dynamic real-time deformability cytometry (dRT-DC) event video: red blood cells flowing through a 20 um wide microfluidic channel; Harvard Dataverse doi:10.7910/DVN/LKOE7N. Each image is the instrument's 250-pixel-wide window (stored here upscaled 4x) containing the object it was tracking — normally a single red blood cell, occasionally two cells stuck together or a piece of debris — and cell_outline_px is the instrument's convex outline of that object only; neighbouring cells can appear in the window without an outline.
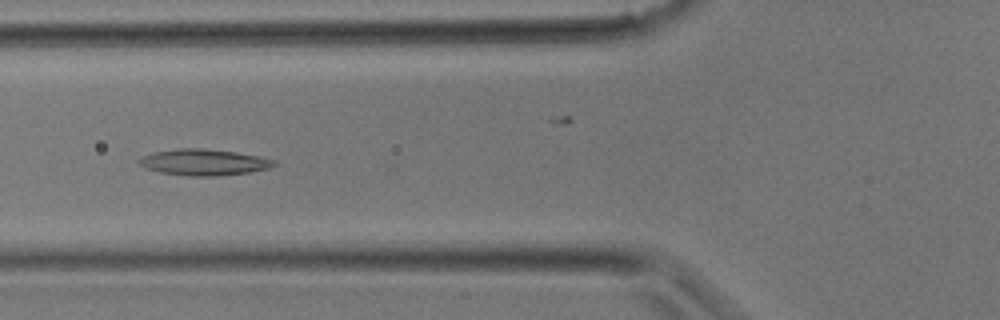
{"species": "common noctule bat (a hibernating species)", "species_latin": "Nyctalus noctula", "temperature_condition": "room temperature", "stored_images_in_passage": 32, "camera_frame_rate_fps": 3000, "um_per_image_px": 0.085, "animal": {"sex": "male", "body_mass_g": 17.9}, "frame": {"image": 1, "passage_image": 11, "time_ms": 3.333, "image_size_px": [1000, 320], "cell_outline_px": [[280, 164], [268, 168], [248, 172], [216, 176], [188, 176], [160, 172], [148, 168], [140, 164], [136, 160], [144, 156], [156, 152], [176, 148], [200, 148], [236, 152], [276, 160]], "centroid_in_image_um": [17.35, 13.79], "position_along_channel_um": 108.4, "area_um2": 20.4}}
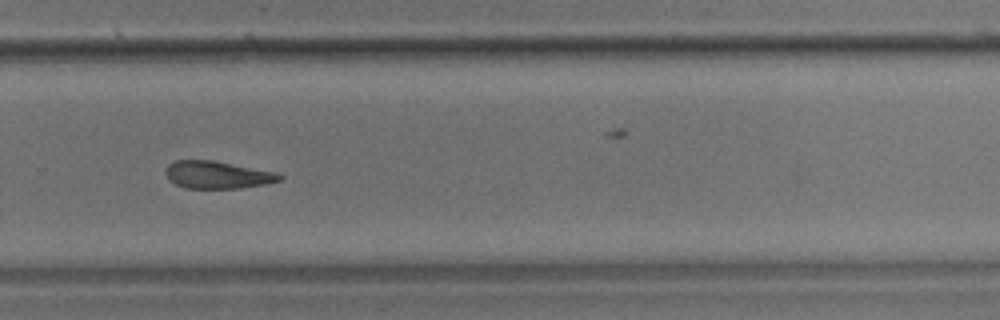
{"frame": {"image": 2, "passage_image": 21, "time_ms": 6.667, "image_size_px": [1000, 320], "cell_outline_px": [[284, 176], [280, 180], [268, 184], [240, 188], [184, 188], [168, 180], [164, 172], [168, 164], [176, 160], [212, 160], [272, 172]], "centroid_in_image_um": [18.42, 14.87], "position_along_channel_um": 311.4, "area_um2": 18.09}}
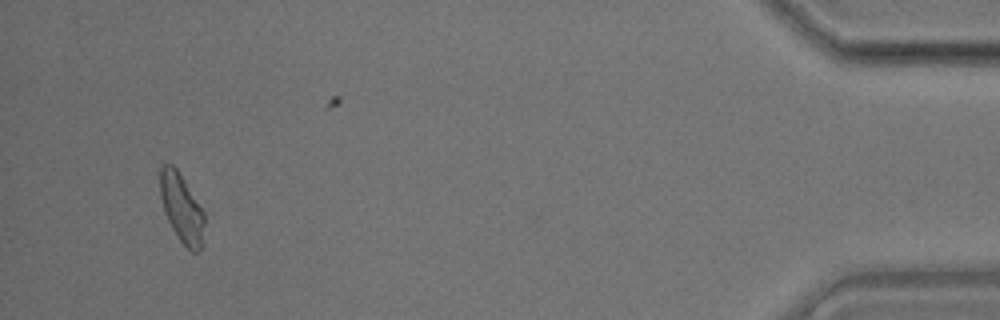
{"frame": {"image": 3, "passage_image": 30, "time_ms": 9.667, "image_size_px": [1000, 320], "cell_outline_px": [[204, 244], [196, 252], [192, 252], [180, 240], [172, 228], [164, 212], [160, 196], [160, 168], [164, 164], [172, 164], [176, 168], [184, 180], [204, 212]], "centroid_in_image_um": [15.44, 17.71], "position_along_channel_um": 419.8, "area_um2": 17.63}}